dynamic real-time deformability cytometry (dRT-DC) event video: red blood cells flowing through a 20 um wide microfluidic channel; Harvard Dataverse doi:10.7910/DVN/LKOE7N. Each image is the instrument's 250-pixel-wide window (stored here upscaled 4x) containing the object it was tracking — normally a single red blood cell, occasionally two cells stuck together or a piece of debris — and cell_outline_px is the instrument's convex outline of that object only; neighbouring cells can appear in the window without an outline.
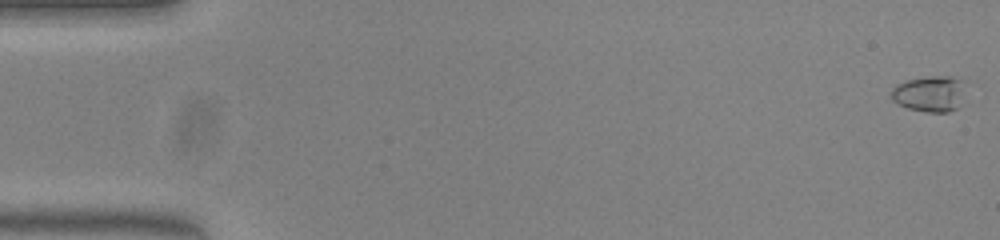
{"species": "common noctule bat (a hibernating species)", "species_latin": "Nyctalus noctula", "temperature_condition": "warm", "stored_images_in_passage": 52, "camera_frame_rate_fps": 3000, "um_per_image_px": 0.085, "animal": {"sex": "female", "body_mass_g": 23.0, "forearm_length_mm": 53.4}, "frame": {"image": 1, "passage_image": 1, "time_ms": 0.0, "image_size_px": [1000, 240], "cell_outline_px": [[964, 104], [948, 112], [924, 112], [908, 108], [892, 100], [892, 88], [896, 84], [904, 80], [928, 76], [948, 76], [960, 80]], "centroid_in_image_um": [78.99, 7.98], "position_along_channel_um": 6.0, "area_um2": 15.49}}
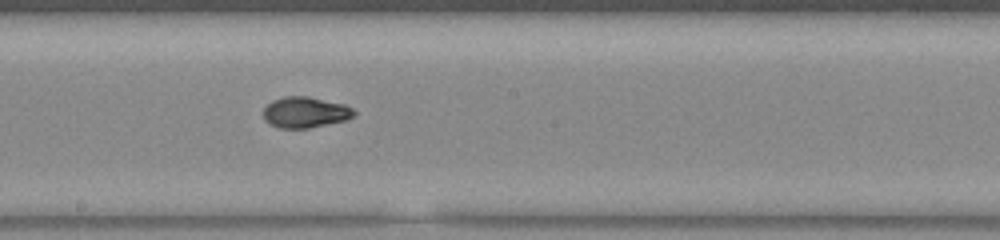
{"frame": {"image": 2, "passage_image": 29, "time_ms": 9.333, "image_size_px": [1000, 240], "cell_outline_px": [[356, 112], [352, 116], [344, 120], [308, 128], [280, 128], [268, 124], [264, 120], [264, 108], [272, 100], [284, 96], [308, 96], [344, 104], [352, 108]], "centroid_in_image_um": [25.9, 9.54], "position_along_channel_um": 222.3, "area_um2": 16.24}}
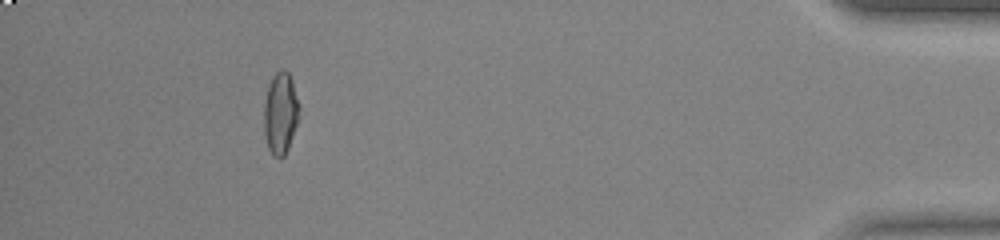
{"frame": {"image": 3, "passage_image": 48, "time_ms": 15.667, "image_size_px": [1000, 240], "cell_outline_px": [[300, 108], [296, 124], [288, 148], [284, 156], [280, 160], [272, 156], [268, 148], [264, 136], [264, 104], [268, 84], [272, 76], [280, 68], [284, 68], [288, 72], [292, 80], [300, 104]], "centroid_in_image_um": [23.83, 9.61], "position_along_channel_um": 411.4, "area_um2": 17.11}, "authors_computed_cell_mechanics": {"area_um2": 16.0395, "velocity_mm_per_s": 3.9833, "shape_relaxation_time_tau1_ms": 5.2982, "shape_relaxation_time_tau2_ms": 2.3836, "deformation_change_tau1": 0.2156, "deformation_change_tau2": 0.0385}}